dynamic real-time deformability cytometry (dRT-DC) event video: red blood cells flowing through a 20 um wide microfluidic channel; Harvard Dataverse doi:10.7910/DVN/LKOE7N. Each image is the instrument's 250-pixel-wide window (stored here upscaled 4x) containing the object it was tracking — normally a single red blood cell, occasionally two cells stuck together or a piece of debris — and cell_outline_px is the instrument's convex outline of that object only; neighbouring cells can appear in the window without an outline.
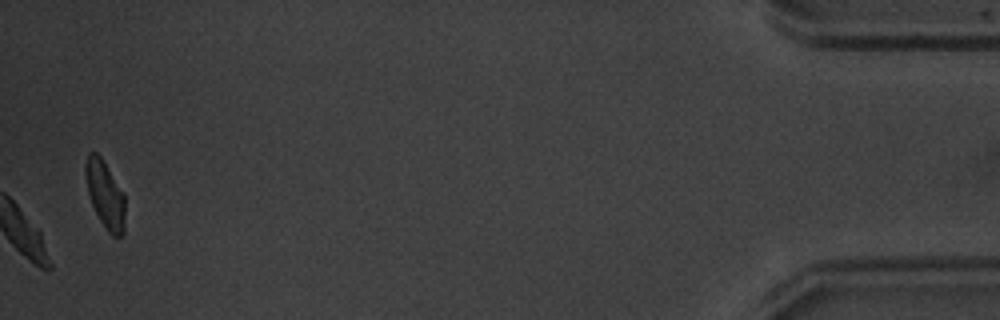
{"species": "common noctule bat (a hibernating species)", "species_latin": "Nyctalus noctula", "temperature_condition": "warm", "stored_images_in_passage": 37, "camera_frame_rate_fps": 3000, "um_per_image_px": 0.085, "animal": {"sex": "male", "body_mass_g": 20.1, "forearm_length_mm": 53.5}, "frame": {"image": 1, "passage_image": 37, "time_ms": 12.0, "image_size_px": [1000, 320], "cell_outline_px": [[124, 232], [120, 236], [112, 236], [108, 232], [100, 220], [92, 204], [88, 192], [84, 172], [84, 164], [88, 152], [96, 152], [100, 156], [124, 192]], "centroid_in_image_um": [8.92, 16.51], "position_along_channel_um": 426.3, "area_um2": 15.49}, "authors_computed_cell_mechanics": {"area_um2": 17.1088, "velocity_mm_per_s": 3.7764, "shape_relaxation_time_tau1_ms": 1.0176, "shape_relaxation_time_tau2_ms": 2.8835, "deformation_change_tau1": 0.1157, "deformation_change_tau2": 0.0684}}